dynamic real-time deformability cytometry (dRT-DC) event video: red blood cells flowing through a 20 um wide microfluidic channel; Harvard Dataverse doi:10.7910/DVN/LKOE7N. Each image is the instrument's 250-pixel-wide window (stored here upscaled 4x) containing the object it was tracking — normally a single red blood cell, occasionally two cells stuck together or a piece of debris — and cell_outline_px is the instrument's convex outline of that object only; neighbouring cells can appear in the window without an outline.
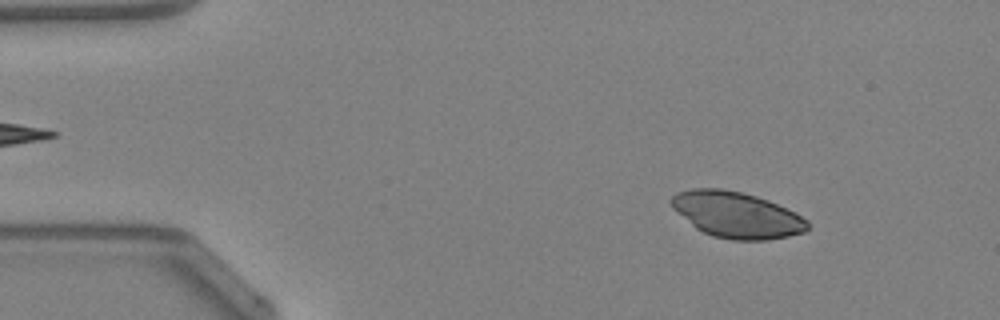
{"species": "Egyptian fruit bat (a non-hibernating species)", "species_latin": "Rousettus aegyptiacus", "temperature_condition": "warm", "stored_images_in_passage": 47, "camera_frame_rate_fps": 3000, "um_per_image_px": 0.085, "animal": {"sex": "female"}, "frame": {"image": 1, "passage_image": 6, "time_ms": 1.667, "image_size_px": [1000, 320], "cell_outline_px": [[808, 228], [804, 232], [788, 236], [768, 240], [732, 240], [712, 236], [696, 228], [672, 208], [668, 200], [676, 192], [692, 188], [720, 188], [740, 192], [756, 196], [768, 200], [796, 212], [808, 220]], "centroid_in_image_um": [62.6, 18.25], "position_along_channel_um": 22.4, "area_um2": 36.65}}